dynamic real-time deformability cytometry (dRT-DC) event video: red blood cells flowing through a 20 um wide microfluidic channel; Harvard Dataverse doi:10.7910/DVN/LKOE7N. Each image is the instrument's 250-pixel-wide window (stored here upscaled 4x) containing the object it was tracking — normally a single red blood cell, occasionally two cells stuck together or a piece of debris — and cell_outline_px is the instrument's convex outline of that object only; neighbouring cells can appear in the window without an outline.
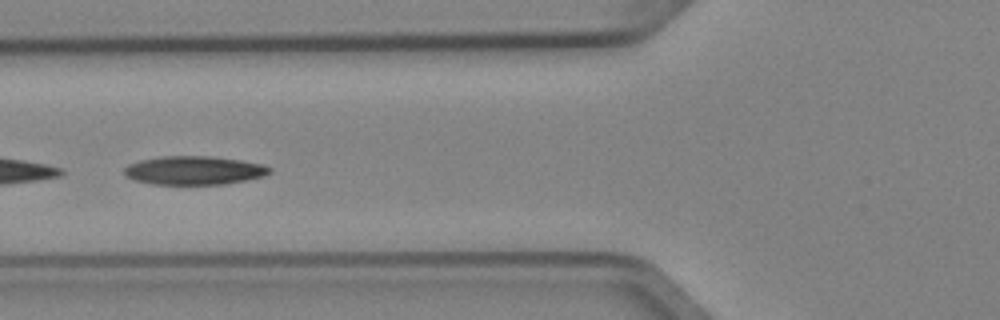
{"species": "Egyptian fruit bat (a non-hibernating species)", "species_latin": "Rousettus aegyptiacus", "temperature_condition": "cold", "stored_images_in_passage": 5, "camera_frame_rate_fps": 3000, "um_per_image_px": 0.085, "animal": {"sex": "female"}, "frame": {"image": 1, "passage_image": 5, "time_ms": 1.333, "image_size_px": [1000, 320], "cell_outline_px": [[272, 172], [264, 176], [224, 184], [152, 184], [136, 180], [128, 176], [124, 172], [124, 168], [128, 164], [140, 160], [164, 156], [208, 156], [240, 160], [264, 164], [272, 168]], "centroid_in_image_um": [16.53, 14.48], "position_along_channel_um": 109.3, "area_um2": 24.1}}